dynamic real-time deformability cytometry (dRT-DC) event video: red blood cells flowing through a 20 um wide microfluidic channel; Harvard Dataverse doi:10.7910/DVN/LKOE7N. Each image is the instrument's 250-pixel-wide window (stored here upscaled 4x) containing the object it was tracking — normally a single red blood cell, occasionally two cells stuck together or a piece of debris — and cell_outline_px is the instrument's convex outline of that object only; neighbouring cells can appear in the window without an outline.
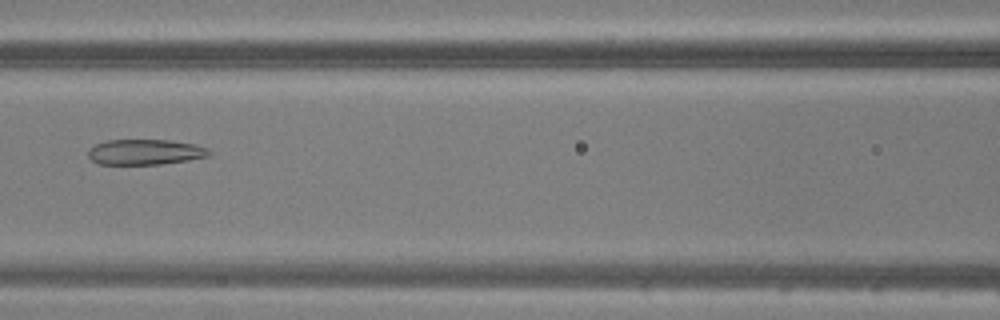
{"species": "common noctule bat (a hibernating species)", "species_latin": "Nyctalus noctula", "temperature_condition": "warm", "stored_images_in_passage": 47, "camera_frame_rate_fps": 3000, "um_per_image_px": 0.085, "animal": {"sex": "male", "body_mass_g": 20.5, "forearm_length_mm": 52.5}, "frame": {"image": 1, "passage_image": 22, "time_ms": 7.0, "image_size_px": [1000, 320], "cell_outline_px": [[212, 156], [188, 160], [160, 164], [100, 164], [92, 160], [88, 156], [88, 148], [96, 144], [108, 140], [172, 140], [196, 144], [208, 148], [212, 152]], "centroid_in_image_um": [12.39, 12.91], "position_along_channel_um": 154.2, "area_um2": 18.09}}
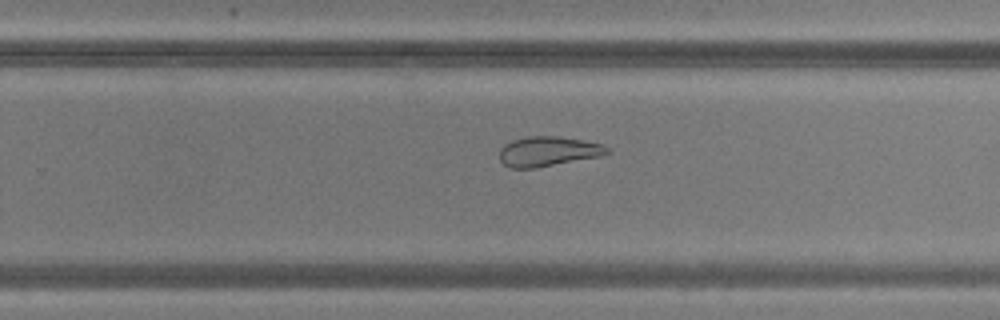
{"frame": {"image": 2, "passage_image": 31, "time_ms": 10.0, "image_size_px": [1000, 320], "cell_outline_px": [[612, 152], [600, 156], [536, 168], [508, 168], [500, 160], [500, 148], [504, 144], [512, 140], [528, 136], [560, 136], [604, 144]], "centroid_in_image_um": [46.59, 12.86], "position_along_channel_um": 283.2, "area_um2": 18.84}}
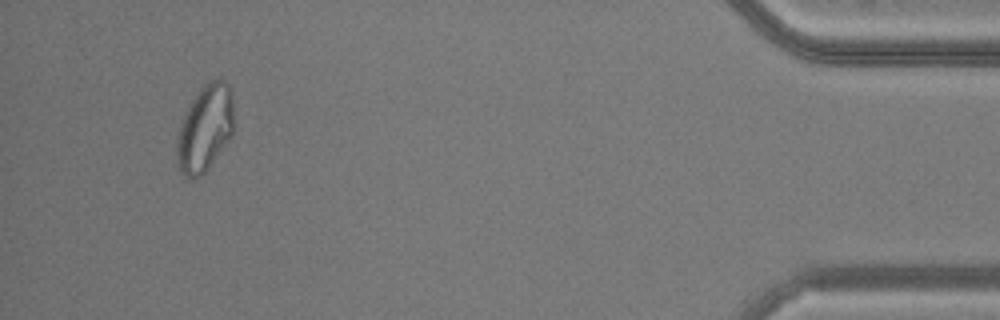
{"frame": {"image": 3, "passage_image": 45, "time_ms": 14.667, "image_size_px": [1000, 320], "cell_outline_px": [[236, 128], [232, 136], [208, 168], [200, 176], [192, 180], [188, 180], [184, 176], [180, 168], [176, 156], [176, 140], [180, 124], [184, 112], [196, 92], [208, 80], [224, 80], [228, 84], [232, 92]], "centroid_in_image_um": [17.45, 10.89], "position_along_channel_um": 417.8, "area_um2": 29.54}}